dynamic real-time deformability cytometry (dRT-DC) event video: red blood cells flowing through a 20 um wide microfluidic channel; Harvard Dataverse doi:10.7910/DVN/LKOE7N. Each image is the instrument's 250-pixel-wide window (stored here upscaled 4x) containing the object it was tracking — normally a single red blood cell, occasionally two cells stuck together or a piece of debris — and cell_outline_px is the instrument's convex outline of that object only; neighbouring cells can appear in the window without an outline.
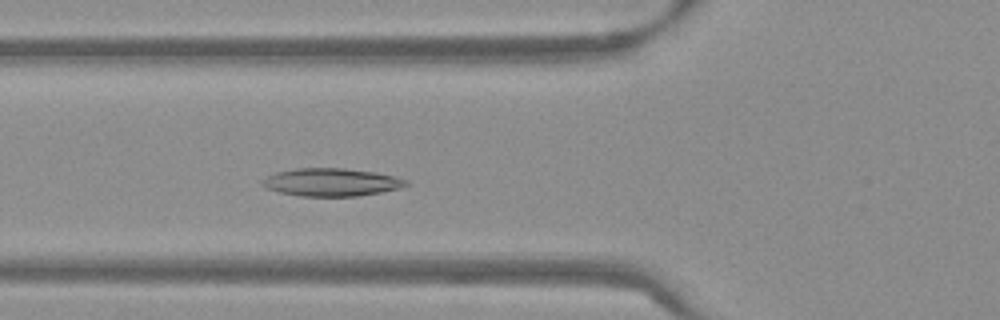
{"species": "Egyptian fruit bat (a non-hibernating species)", "species_latin": "Rousettus aegyptiacus", "temperature_condition": "warm", "stored_images_in_passage": 46, "camera_frame_rate_fps": 3000, "um_per_image_px": 0.085, "frame": {"image": 1, "passage_image": 11, "time_ms": 3.333, "image_size_px": [1000, 320], "cell_outline_px": [[408, 184], [400, 188], [380, 192], [356, 196], [300, 196], [280, 192], [264, 188], [260, 184], [260, 180], [276, 172], [296, 168], [344, 168], [376, 172], [396, 176], [408, 180]], "centroid_in_image_um": [28.14, 15.48], "position_along_channel_um": 97.7, "area_um2": 23.47}}
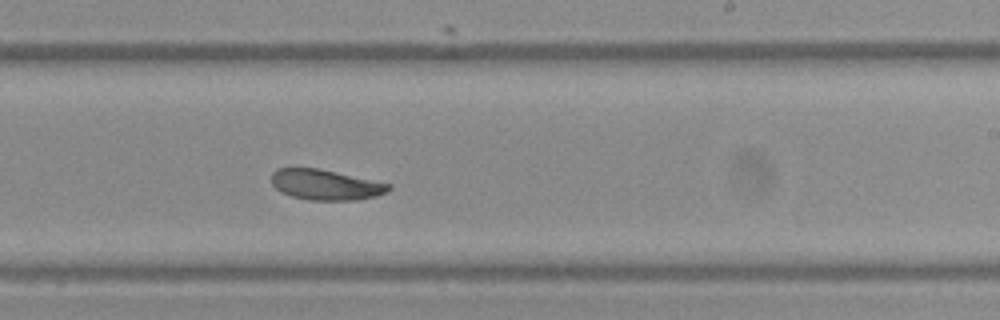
{"frame": {"image": 2, "passage_image": 24, "time_ms": 7.667, "image_size_px": [1000, 320], "cell_outline_px": [[392, 188], [388, 192], [376, 196], [356, 200], [308, 200], [292, 196], [280, 192], [272, 184], [272, 172], [276, 168], [320, 168], [392, 184]], "centroid_in_image_um": [27.7, 15.7], "position_along_channel_um": 261.3, "area_um2": 20.98}}
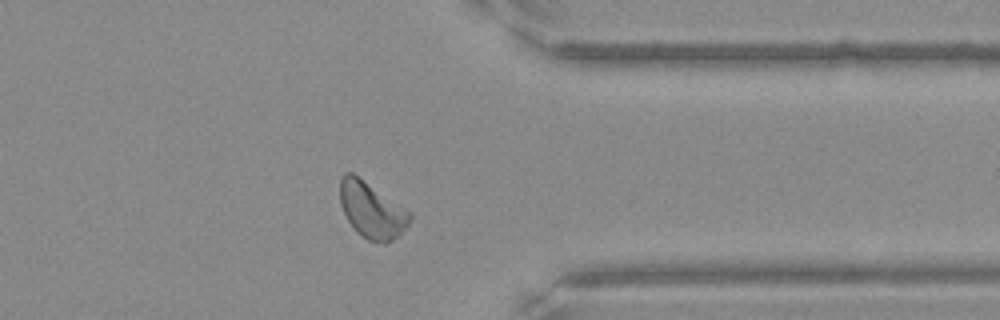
{"frame": {"image": 3, "passage_image": 34, "time_ms": 11.0, "image_size_px": [1000, 320], "cell_outline_px": [[412, 216], [408, 224], [400, 236], [384, 244], [368, 240], [356, 232], [348, 220], [340, 204], [340, 176], [344, 172], [352, 172], [408, 212]], "centroid_in_image_um": [31.55, 17.89], "position_along_channel_um": 379.8, "area_um2": 22.31}, "authors_computed_cell_mechanics": {"area_um2": 21.9062, "velocity_mm_per_s": 3.7805, "shape_relaxation_time_tau1_ms": 5.2068, "shape_relaxation_time_tau2_ms": null, "deformation_change_tau1": 0.1223, "deformation_change_tau2": null}}